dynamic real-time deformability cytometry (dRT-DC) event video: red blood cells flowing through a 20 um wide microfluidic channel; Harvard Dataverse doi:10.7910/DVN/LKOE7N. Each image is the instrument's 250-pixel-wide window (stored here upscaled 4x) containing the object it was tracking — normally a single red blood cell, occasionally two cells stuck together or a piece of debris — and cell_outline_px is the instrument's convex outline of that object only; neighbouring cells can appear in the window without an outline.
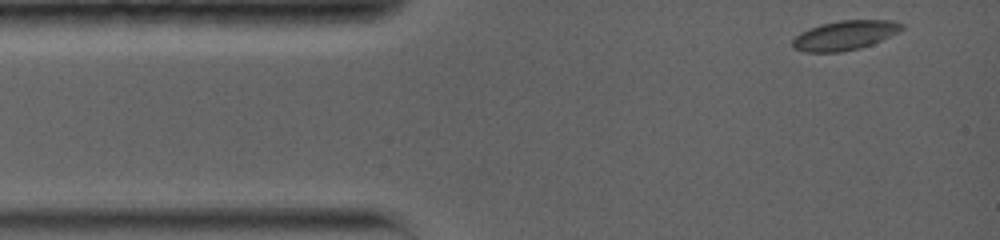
{"species": "common noctule bat (a hibernating species)", "species_latin": "Nyctalus noctula", "temperature_condition": "warm", "stored_images_in_passage": 8, "camera_frame_rate_fps": 5000, "um_per_image_px": 0.085, "animal": {"sex": "female", "body_mass_g": 19.0, "forearm_length_mm": 56.7}, "frame": {"image": 1, "passage_image": 1, "time_ms": 0.0, "image_size_px": [1000, 240], "cell_outline_px": [[904, 28], [872, 44], [860, 48], [840, 52], [804, 52], [792, 48], [792, 40], [800, 32], [808, 28], [820, 24], [840, 20], [892, 20], [904, 24]], "centroid_in_image_um": [71.76, 3.0], "position_along_channel_um": 13.2, "area_um2": 18.73}}
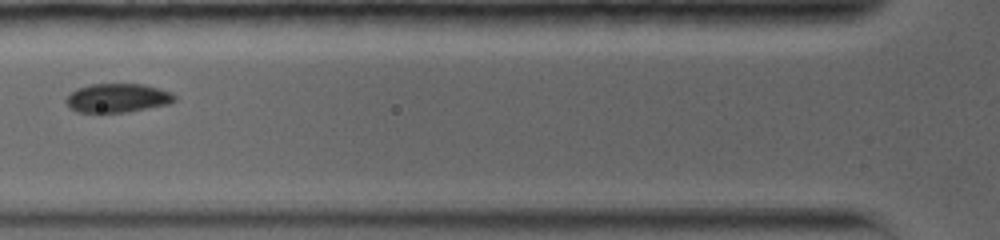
{"frame": {"image": 2, "passage_image": 7, "time_ms": 4.2, "image_size_px": [1000, 240], "cell_outline_px": [[176, 100], [168, 104], [128, 112], [76, 112], [64, 100], [76, 88], [92, 84], [144, 84], [172, 92], [176, 96]], "centroid_in_image_um": [10.01, 8.32], "position_along_channel_um": 115.8, "area_um2": 18.21}}
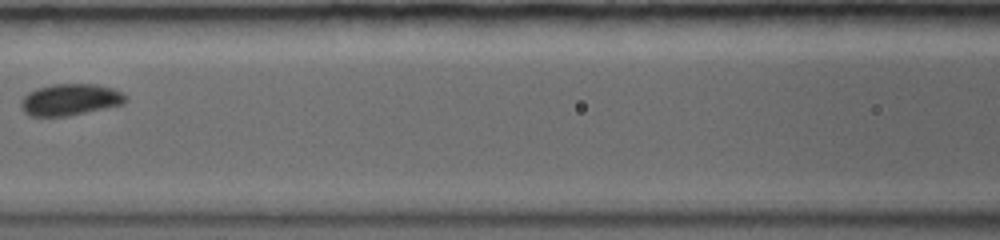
{"frame": {"image": 3, "passage_image": 8, "time_ms": 5.4, "image_size_px": [1000, 240], "cell_outline_px": [[128, 100], [124, 104], [68, 116], [28, 116], [20, 108], [20, 100], [28, 92], [36, 88], [52, 84], [96, 84], [112, 88], [128, 96]], "centroid_in_image_um": [5.94, 8.47], "position_along_channel_um": 160.7, "area_um2": 19.48}}